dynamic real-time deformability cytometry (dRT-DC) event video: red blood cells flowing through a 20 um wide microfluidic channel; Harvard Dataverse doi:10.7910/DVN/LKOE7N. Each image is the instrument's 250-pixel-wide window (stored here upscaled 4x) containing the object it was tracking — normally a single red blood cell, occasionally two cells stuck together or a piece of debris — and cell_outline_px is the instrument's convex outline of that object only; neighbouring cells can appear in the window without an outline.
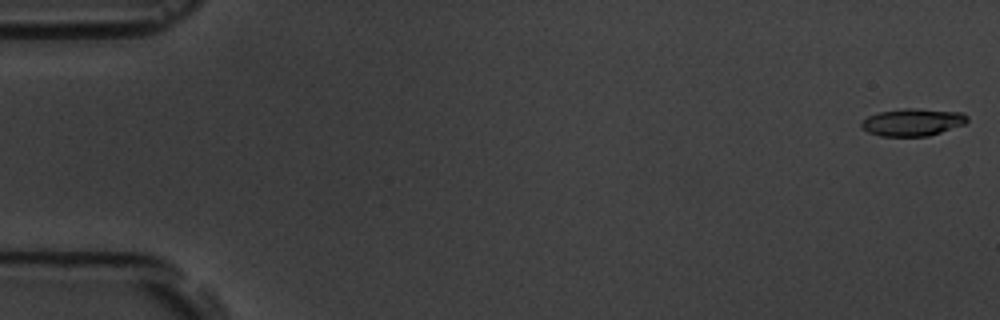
{"species": "common noctule bat (a hibernating species)", "species_latin": "Nyctalus noctula", "temperature_condition": "room temperature", "stored_images_in_passage": 5, "camera_frame_rate_fps": 3000, "um_per_image_px": 0.085, "animal": {"sex": "male", "body_mass_g": 19.5, "forearm_length_mm": 54.6}, "frame": {"image": 1, "passage_image": 1, "time_ms": 0.0, "image_size_px": [1000, 320], "cell_outline_px": [[968, 120], [964, 124], [928, 136], [880, 136], [868, 132], [860, 124], [868, 116], [880, 112], [904, 108], [912, 108], [960, 112], [968, 116]], "centroid_in_image_um": [77.57, 10.38], "position_along_channel_um": 7.4, "area_um2": 16.65}}
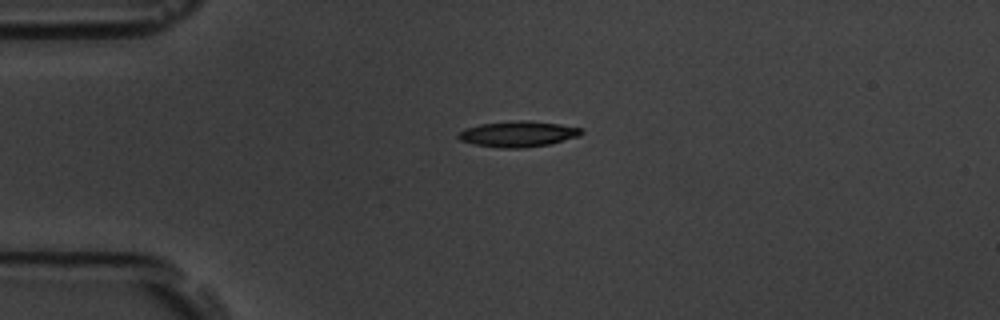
{"frame": {"image": 2, "passage_image": 4, "time_ms": 4.333, "image_size_px": [1000, 320], "cell_outline_px": [[584, 132], [580, 136], [548, 144], [520, 148], [504, 148], [476, 144], [460, 140], [456, 136], [464, 128], [480, 124], [516, 120], [528, 120], [560, 124], [584, 128]], "centroid_in_image_um": [44.07, 11.37], "position_along_channel_um": 40.9, "area_um2": 18.44}}